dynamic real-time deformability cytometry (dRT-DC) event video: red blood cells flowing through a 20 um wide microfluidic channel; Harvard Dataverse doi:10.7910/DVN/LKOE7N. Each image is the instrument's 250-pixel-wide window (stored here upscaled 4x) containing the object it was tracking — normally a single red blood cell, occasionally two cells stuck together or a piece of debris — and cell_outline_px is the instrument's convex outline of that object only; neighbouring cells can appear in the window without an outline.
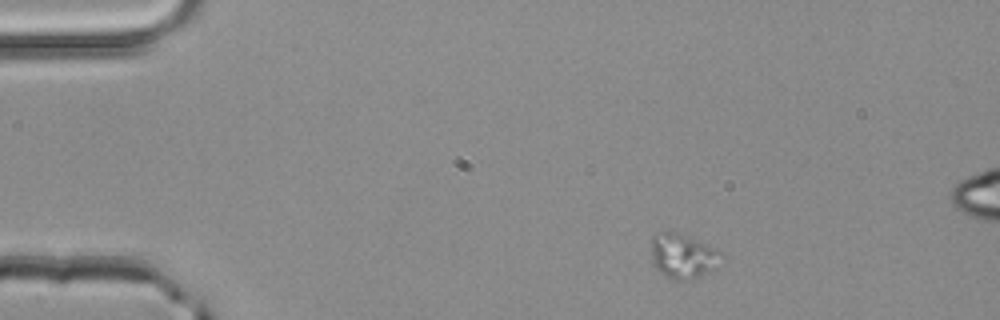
{"species": "common noctule bat (a hibernating species)", "species_latin": "Nyctalus noctula", "temperature_condition": "room temperature", "stored_images_in_passage": 3, "segment_of_instrument_passage": [1, 2], "camera_frame_rate_fps": 3000, "um_per_image_px": 0.085, "animal": {"sex": "male", "body_mass_g": 20.4}, "frame": {"image": 1, "passage_image": 1, "time_ms": 0.0, "image_size_px": [1000, 320], "cell_outline_px": [[724, 256], [708, 272], [700, 276], [688, 280], [676, 280], [660, 272], [652, 264], [652, 236], [668, 228], [672, 228], [724, 252]], "centroid_in_image_um": [58.03, 21.7], "position_along_channel_um": 27.0, "area_um2": 18.55}}